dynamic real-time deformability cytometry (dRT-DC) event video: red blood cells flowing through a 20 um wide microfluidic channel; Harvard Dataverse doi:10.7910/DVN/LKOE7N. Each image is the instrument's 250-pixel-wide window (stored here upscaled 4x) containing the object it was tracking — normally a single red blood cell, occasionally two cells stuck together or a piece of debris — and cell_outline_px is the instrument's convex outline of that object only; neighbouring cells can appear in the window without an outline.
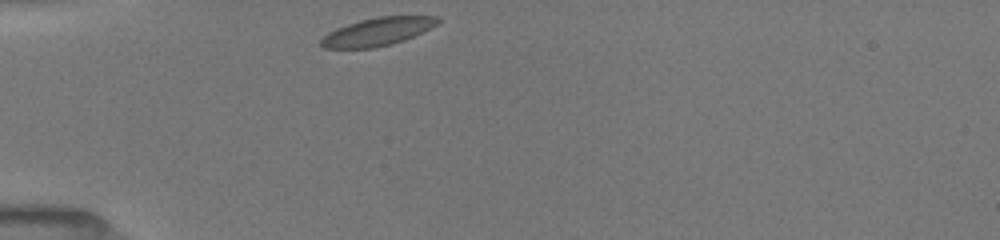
{"species": "common noctule bat (a hibernating species)", "species_latin": "Nyctalus noctula", "temperature_condition": "room temperature", "stored_images_in_passage": 4, "camera_frame_rate_fps": 3000, "um_per_image_px": 0.085, "animal": {"sex": "female", "body_mass_g": 19.5, "forearm_length_mm": 54.1}, "frame": {"image": 1, "passage_image": 1, "time_ms": 0.0, "image_size_px": [1000, 240], "cell_outline_px": [[440, 20], [436, 24], [404, 40], [392, 44], [372, 48], [324, 48], [320, 44], [320, 40], [328, 32], [336, 28], [360, 20], [376, 16], [436, 16]], "centroid_in_image_um": [32.04, 2.69], "position_along_channel_um": 53.0, "area_um2": 18.79}}
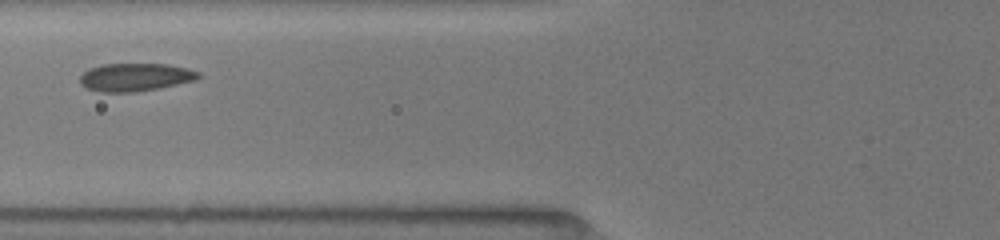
{"frame": {"image": 2, "passage_image": 3, "time_ms": 2.0, "image_size_px": [1000, 240], "cell_outline_px": [[200, 76], [196, 80], [160, 88], [136, 92], [100, 92], [88, 88], [80, 84], [80, 76], [88, 68], [104, 64], [168, 64], [188, 68], [200, 72]], "centroid_in_image_um": [11.51, 6.56], "position_along_channel_um": 114.3, "area_um2": 19.42}}